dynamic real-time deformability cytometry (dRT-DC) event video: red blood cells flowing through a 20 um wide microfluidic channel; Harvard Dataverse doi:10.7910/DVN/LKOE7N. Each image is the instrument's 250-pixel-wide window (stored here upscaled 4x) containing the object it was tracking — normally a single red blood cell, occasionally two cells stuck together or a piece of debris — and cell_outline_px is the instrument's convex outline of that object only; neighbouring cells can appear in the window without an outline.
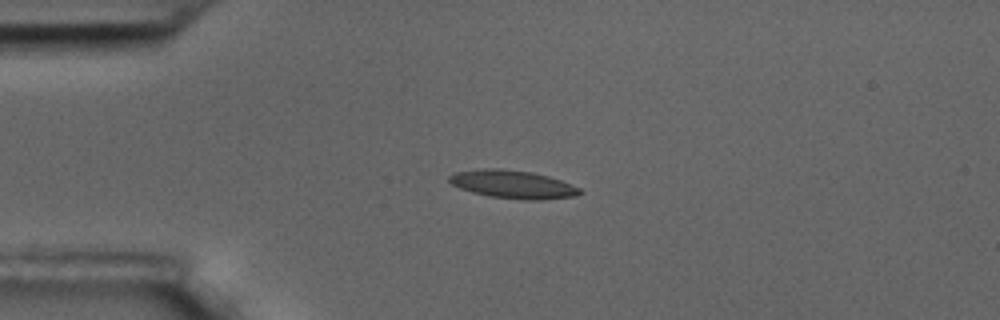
{"species": "common noctule bat (a hibernating species)", "species_latin": "Nyctalus noctula", "temperature_condition": "room temperature", "stored_images_in_passage": 4, "camera_frame_rate_fps": 3000, "um_per_image_px": 0.085, "animal": {"sex": "male", "body_mass_g": 17.5, "forearm_length_mm": 52.3}, "frame": {"image": 1, "passage_image": 2, "time_ms": 0.333, "image_size_px": [1000, 320], "cell_outline_px": [[584, 192], [576, 196], [540, 200], [524, 200], [488, 196], [472, 192], [460, 188], [452, 184], [448, 180], [448, 176], [456, 172], [484, 168], [500, 168], [532, 172], [548, 176], [560, 180], [580, 188]], "centroid_in_image_um": [43.6, 15.67], "position_along_channel_um": 41.4, "area_um2": 21.44}}